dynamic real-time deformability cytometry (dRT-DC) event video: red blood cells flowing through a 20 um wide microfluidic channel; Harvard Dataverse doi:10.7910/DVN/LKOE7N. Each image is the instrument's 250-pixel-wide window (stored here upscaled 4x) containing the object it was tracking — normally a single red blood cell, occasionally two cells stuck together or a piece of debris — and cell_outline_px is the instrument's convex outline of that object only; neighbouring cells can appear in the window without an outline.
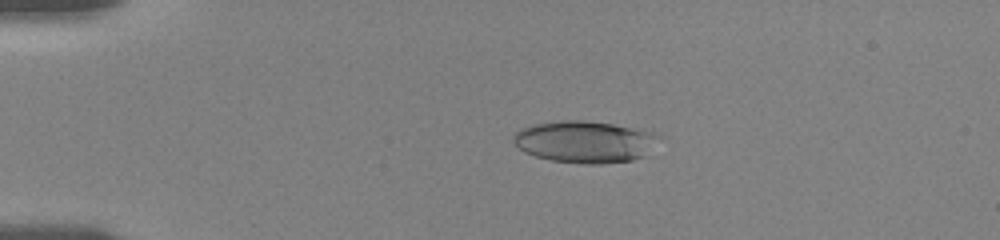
{"species": "human", "species_latin": "Homo sapiens", "temperature_condition": "room temperature", "stored_images_in_passage": 56, "camera_frame_rate_fps": 3000, "um_per_image_px": 0.085, "donor": {"sex": "female"}, "frame": {"image": 1, "passage_image": 13, "time_ms": 4.0, "image_size_px": [1000, 240], "cell_outline_px": [[660, 136], [644, 156], [632, 160], [600, 164], [584, 164], [552, 160], [536, 156], [524, 152], [512, 140], [512, 136], [520, 128], [532, 124], [560, 120], [584, 120], [612, 124], [652, 132]], "centroid_in_image_um": [49.65, 12.04], "position_along_channel_um": 35.4, "area_um2": 35.26}}
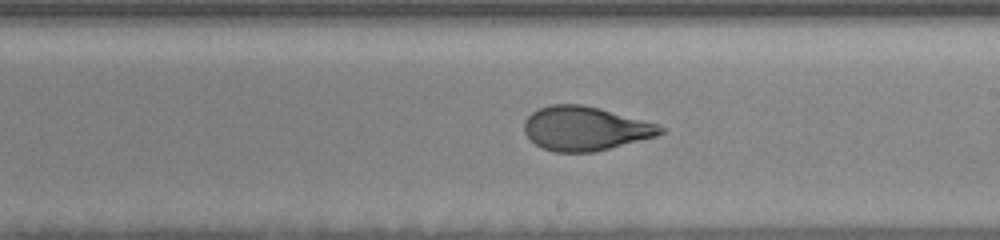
{"frame": {"image": 2, "passage_image": 34, "time_ms": 11.0, "image_size_px": [1000, 240], "cell_outline_px": [[664, 132], [656, 136], [592, 152], [552, 152], [536, 144], [524, 132], [524, 120], [532, 112], [540, 108], [552, 104], [580, 104], [600, 108], [656, 124], [664, 128]], "centroid_in_image_um": [49.7, 10.92], "position_along_channel_um": 239.3, "area_um2": 34.51}}
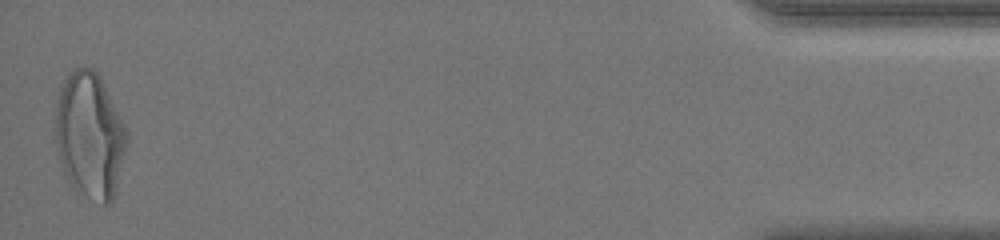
{"frame": {"image": 3, "passage_image": 56, "time_ms": 18.333, "image_size_px": [1000, 240], "cell_outline_px": [[128, 140], [112, 200], [108, 204], [104, 204], [88, 196], [68, 176], [60, 160], [56, 140], [56, 100], [60, 88], [68, 72], [76, 68], [92, 68], [100, 76], [128, 132]], "centroid_in_image_um": [7.64, 11.41], "position_along_channel_um": 427.6, "area_um2": 50.98}, "authors_computed_cell_mechanics": {"area_um2": 35.9227, "velocity_mm_per_s": 3.6399, "shape_relaxation_time_tau1_ms": 5.2994, "shape_relaxation_time_tau2_ms": 1.0621, "deformation_change_tau1": 0.2006, "deformation_change_tau2": 0.0775}}